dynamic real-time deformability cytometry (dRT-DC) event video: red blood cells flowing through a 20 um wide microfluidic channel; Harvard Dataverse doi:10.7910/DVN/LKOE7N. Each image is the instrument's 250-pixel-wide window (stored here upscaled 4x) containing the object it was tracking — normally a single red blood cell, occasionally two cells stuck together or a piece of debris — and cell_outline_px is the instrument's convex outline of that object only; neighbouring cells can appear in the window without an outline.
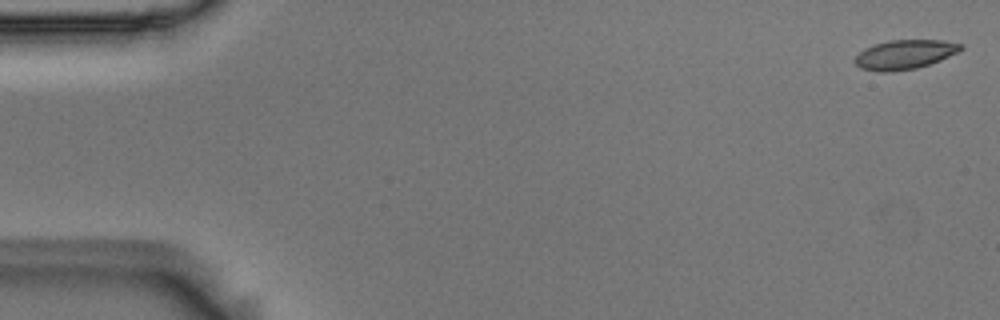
{"species": "Egyptian fruit bat (a non-hibernating species)", "species_latin": "Rousettus aegyptiacus", "temperature_condition": "room temperature", "stored_images_in_passage": 52, "camera_frame_rate_fps": 3000, "um_per_image_px": 0.085, "animal": {"sex": "male"}, "frame": {"image": 1, "passage_image": 1, "time_ms": 0.0, "image_size_px": [1000, 320], "cell_outline_px": [[964, 48], [940, 60], [916, 68], [892, 72], [880, 72], [860, 68], [852, 60], [864, 48], [888, 40], [944, 40], [964, 44]], "centroid_in_image_um": [76.88, 4.63], "position_along_channel_um": 8.1, "area_um2": 18.09}}
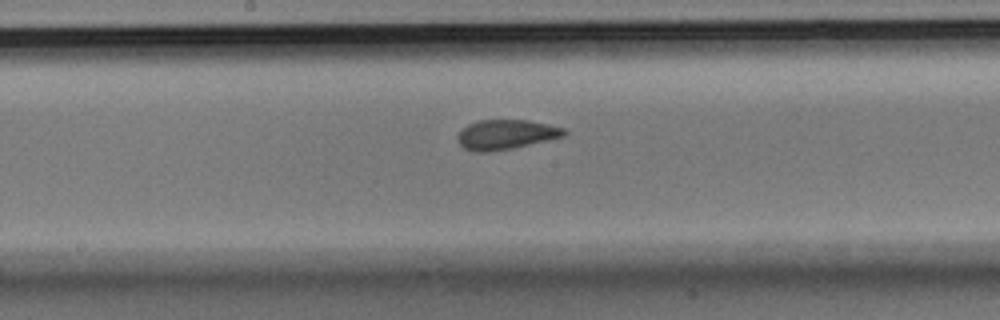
{"frame": {"image": 2, "passage_image": 28, "time_ms": 9.0, "image_size_px": [1000, 320], "cell_outline_px": [[568, 132], [564, 136], [512, 148], [488, 152], [476, 152], [464, 148], [456, 140], [456, 136], [468, 124], [480, 120], [528, 120], [548, 124], [564, 128]], "centroid_in_image_um": [42.99, 11.43], "position_along_channel_um": 205.2, "area_um2": 18.32}}
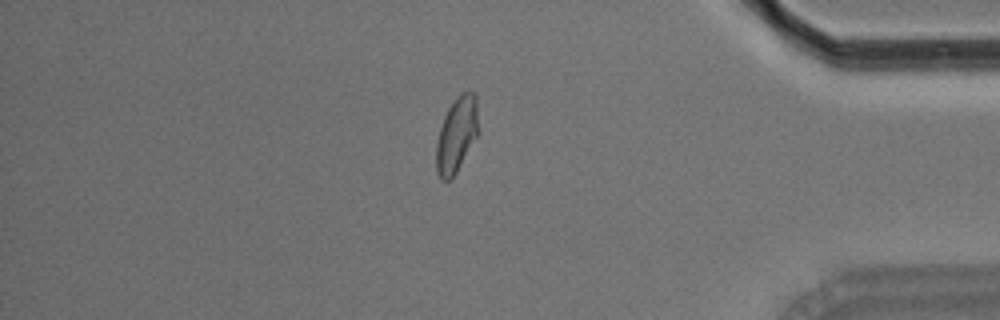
{"frame": {"image": 3, "passage_image": 46, "time_ms": 15.0, "image_size_px": [1000, 320], "cell_outline_px": [[480, 132], [456, 172], [448, 180], [440, 180], [436, 172], [436, 144], [440, 128], [444, 116], [448, 108], [456, 96], [460, 92], [476, 92]], "centroid_in_image_um": [38.84, 11.41], "position_along_channel_um": 396.4, "area_um2": 18.84}}